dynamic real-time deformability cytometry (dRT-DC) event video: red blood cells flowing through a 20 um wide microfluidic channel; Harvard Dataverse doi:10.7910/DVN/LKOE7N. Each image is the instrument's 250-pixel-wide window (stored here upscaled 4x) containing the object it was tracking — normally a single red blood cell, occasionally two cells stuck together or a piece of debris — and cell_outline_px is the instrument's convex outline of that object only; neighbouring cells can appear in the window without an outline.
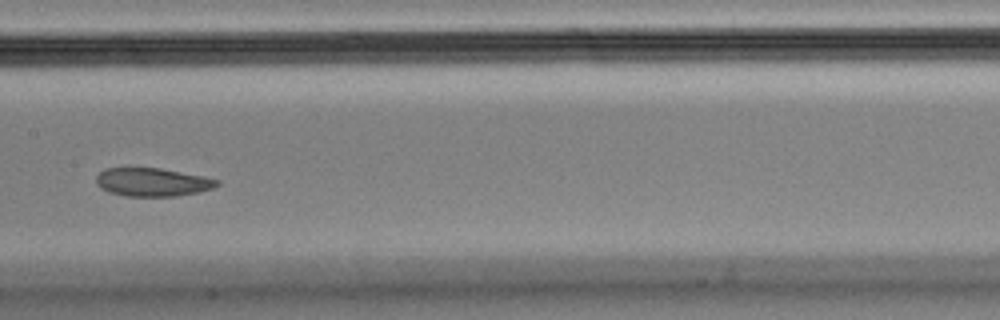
{"species": "Egyptian fruit bat (a non-hibernating species)", "species_latin": "Rousettus aegyptiacus", "temperature_condition": "cold", "stored_images_in_passage": 8, "camera_frame_rate_fps": 3000, "um_per_image_px": 0.085, "animal": {"sex": "male"}, "frame": {"image": 1, "passage_image": 4, "time_ms": 1.0, "image_size_px": [1000, 320], "cell_outline_px": [[220, 184], [212, 188], [200, 192], [176, 196], [124, 196], [108, 192], [100, 188], [96, 184], [96, 176], [104, 168], [160, 168], [220, 180]], "centroid_in_image_um": [12.92, 15.49], "position_along_channel_um": 194.5, "area_um2": 19.94}}
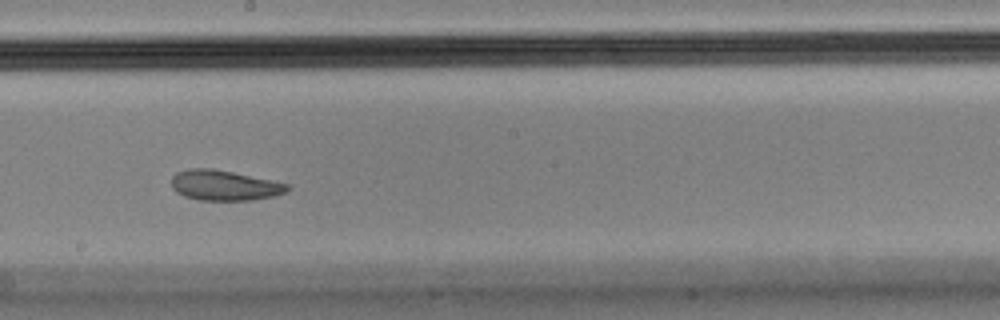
{"frame": {"image": 2, "passage_image": 5, "time_ms": 1.333, "image_size_px": [1000, 320], "cell_outline_px": [[292, 188], [276, 196], [252, 200], [200, 200], [184, 196], [176, 192], [172, 188], [172, 176], [176, 172], [192, 168], [212, 168], [232, 172], [288, 184]], "centroid_in_image_um": [19.05, 15.76], "position_along_channel_um": 229.1, "area_um2": 20.35}}
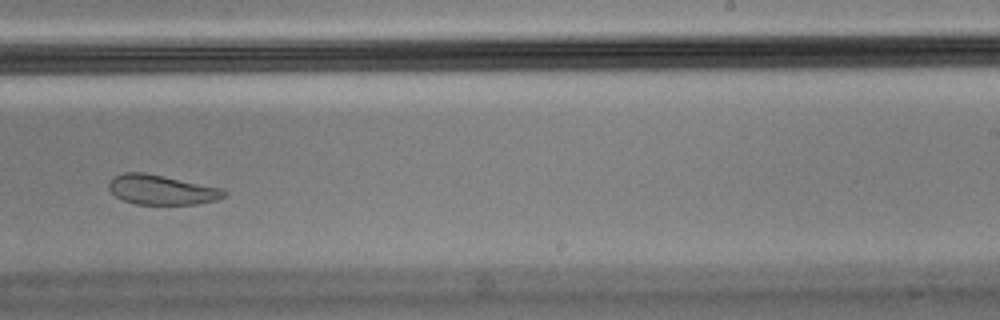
{"frame": {"image": 3, "passage_image": 6, "time_ms": 1.667, "image_size_px": [1000, 320], "cell_outline_px": [[228, 192], [224, 196], [216, 200], [196, 204], [136, 204], [124, 200], [116, 196], [108, 188], [108, 180], [112, 176], [124, 172], [144, 172], [224, 188]], "centroid_in_image_um": [13.73, 16.12], "position_along_channel_um": 275.3, "area_um2": 20.11}}